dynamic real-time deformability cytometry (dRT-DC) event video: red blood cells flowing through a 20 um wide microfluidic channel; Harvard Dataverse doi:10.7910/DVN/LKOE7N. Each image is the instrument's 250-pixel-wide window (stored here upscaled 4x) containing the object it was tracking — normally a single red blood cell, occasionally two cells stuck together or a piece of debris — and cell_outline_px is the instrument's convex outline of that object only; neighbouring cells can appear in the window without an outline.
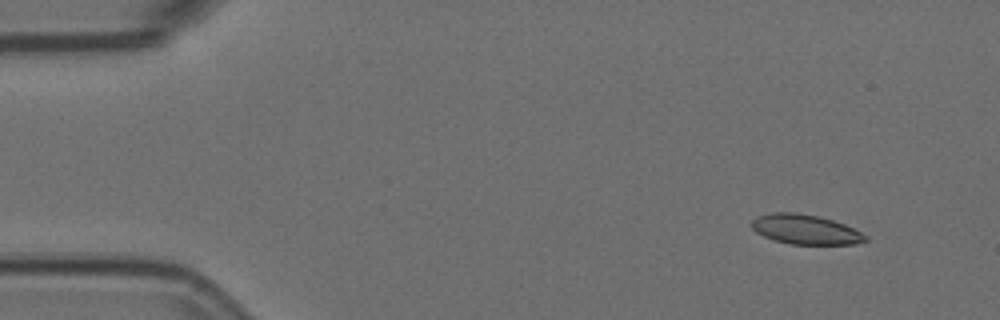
{"species": "Egyptian fruit bat (a non-hibernating species)", "species_latin": "Rousettus aegyptiacus", "temperature_condition": "room temperature", "stored_images_in_passage": 5, "camera_frame_rate_fps": 3000, "um_per_image_px": 0.085, "animal": {"sex": "female"}, "frame": {"image": 1, "passage_image": 1, "time_ms": 0.0, "image_size_px": [1000, 320], "cell_outline_px": [[868, 240], [856, 244], [788, 244], [764, 236], [756, 232], [752, 228], [752, 220], [756, 216], [772, 212], [796, 212], [820, 216], [844, 224], [868, 236]], "centroid_in_image_um": [68.45, 19.49], "position_along_channel_um": 16.5, "area_um2": 19.71}}
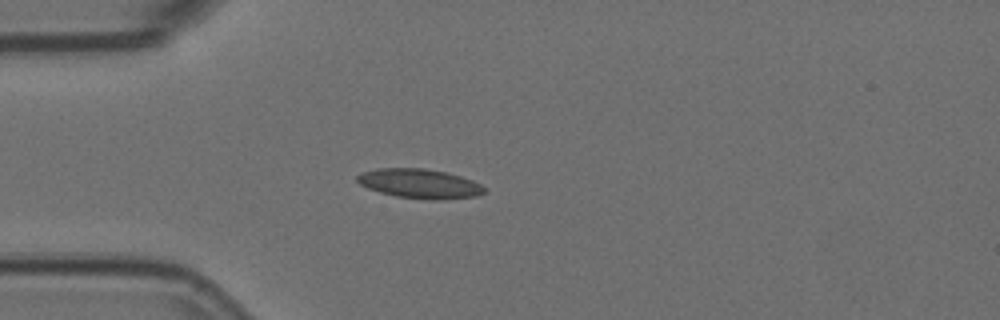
{"frame": {"image": 2, "passage_image": 4, "time_ms": 1.0, "image_size_px": [1000, 320], "cell_outline_px": [[488, 188], [484, 192], [476, 196], [436, 200], [428, 200], [396, 196], [380, 192], [368, 188], [360, 184], [356, 180], [356, 176], [364, 172], [380, 168], [424, 168], [448, 172], [472, 180]], "centroid_in_image_um": [35.69, 15.61], "position_along_channel_um": 49.3, "area_um2": 21.79}}